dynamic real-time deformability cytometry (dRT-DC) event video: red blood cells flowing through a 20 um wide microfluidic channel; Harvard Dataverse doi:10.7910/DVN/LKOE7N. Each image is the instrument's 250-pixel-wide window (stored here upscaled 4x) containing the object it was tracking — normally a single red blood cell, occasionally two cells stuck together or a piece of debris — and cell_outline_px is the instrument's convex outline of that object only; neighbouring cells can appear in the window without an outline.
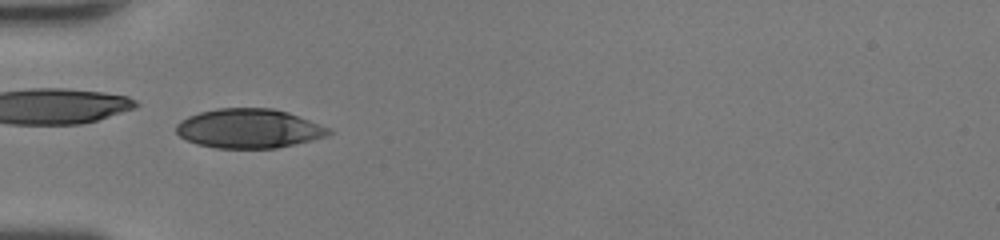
{"species": "human", "species_latin": "Homo sapiens", "temperature_condition": "room temperature", "stored_images_in_passage": 43, "camera_frame_rate_fps": 3000, "um_per_image_px": 0.085, "donor": {"sex": "female"}, "frame": {"image": 1, "passage_image": 12, "time_ms": 3.667, "image_size_px": [1000, 240], "cell_outline_px": [[332, 132], [324, 136], [296, 144], [276, 148], [216, 148], [196, 144], [180, 136], [176, 132], [176, 124], [180, 120], [188, 116], [200, 112], [216, 108], [272, 108], [288, 112], [332, 128]], "centroid_in_image_um": [21.15, 10.92], "position_along_channel_um": 63.9, "area_um2": 34.97}}
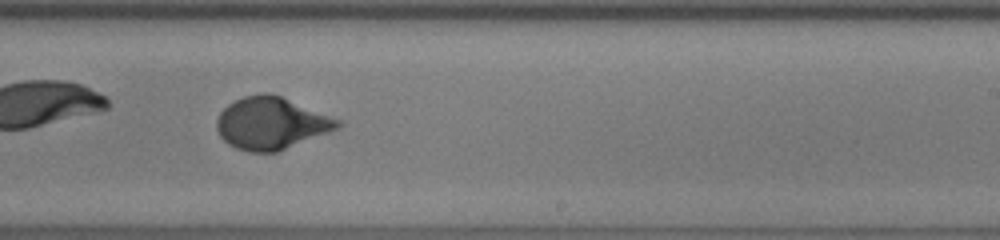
{"frame": {"image": 2, "passage_image": 26, "time_ms": 8.333, "image_size_px": [1000, 240], "cell_outline_px": [[344, 124], [340, 128], [276, 152], [252, 152], [236, 148], [228, 144], [220, 136], [216, 128], [216, 120], [220, 112], [228, 104], [244, 96], [264, 92], [268, 92], [280, 96], [340, 120]], "centroid_in_image_um": [23.04, 10.48], "position_along_channel_um": 266.0, "area_um2": 36.53}}
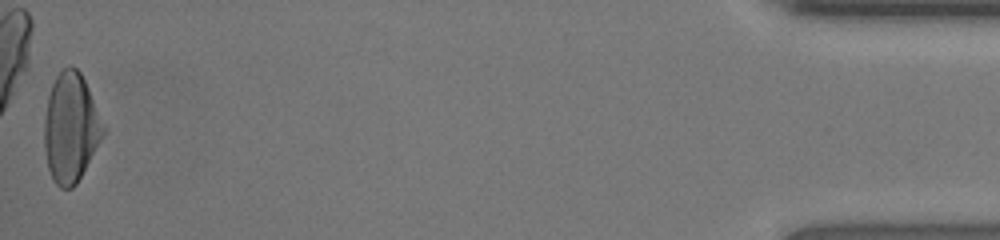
{"frame": {"image": 3, "passage_image": 43, "time_ms": 14.0, "image_size_px": [1000, 240], "cell_outline_px": [[104, 132], [76, 184], [72, 188], [60, 188], [52, 180], [48, 168], [44, 148], [44, 120], [48, 96], [52, 84], [56, 76], [68, 64], [72, 64], [80, 72], [88, 88], [104, 128]], "centroid_in_image_um": [5.96, 10.85], "position_along_channel_um": 429.2, "area_um2": 36.88}, "authors_computed_cell_mechanics": {"area_um2": 35.9516, "velocity_mm_per_s": 4.4386, "shape_relaxation_time_tau1_ms": 3.5196, "shape_relaxation_time_tau2_ms": null, "deformation_change_tau1": 0.1836, "deformation_change_tau2": null}}